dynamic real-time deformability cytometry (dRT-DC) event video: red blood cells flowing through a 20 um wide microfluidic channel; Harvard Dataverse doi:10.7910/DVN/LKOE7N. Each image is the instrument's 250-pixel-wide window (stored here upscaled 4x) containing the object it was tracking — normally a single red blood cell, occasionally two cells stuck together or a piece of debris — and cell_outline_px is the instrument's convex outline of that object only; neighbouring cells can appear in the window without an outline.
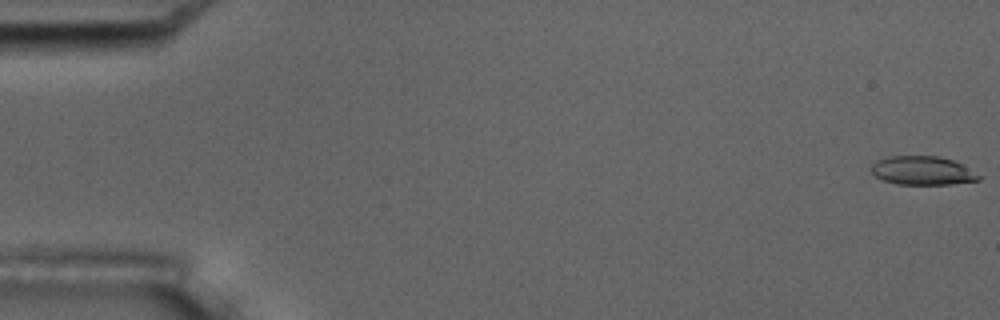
{"species": "common noctule bat (a hibernating species)", "species_latin": "Nyctalus noctula", "temperature_condition": "room temperature", "stored_images_in_passage": 56, "camera_frame_rate_fps": 3000, "um_per_image_px": 0.085, "animal": {"sex": "male", "body_mass_g": 17.5, "forearm_length_mm": 52.3}, "frame": {"image": 1, "passage_image": 1, "time_ms": 0.0, "image_size_px": [1000, 320], "cell_outline_px": [[980, 180], [948, 184], [896, 184], [884, 180], [876, 176], [868, 168], [876, 160], [888, 156], [936, 156], [952, 160], [960, 164], [980, 176]], "centroid_in_image_um": [78.33, 14.5], "position_along_channel_um": 6.7, "area_um2": 17.74}}
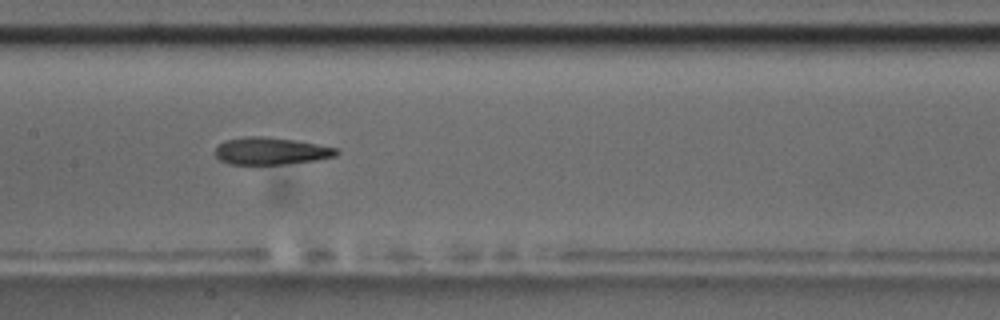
{"frame": {"image": 2, "passage_image": 28, "time_ms": 9.0, "image_size_px": [1000, 320], "cell_outline_px": [[340, 152], [336, 156], [316, 160], [284, 164], [228, 164], [220, 160], [216, 156], [216, 148], [224, 140], [244, 136], [264, 136], [296, 140], [336, 148]], "centroid_in_image_um": [23.02, 12.83], "position_along_channel_um": 184.4, "area_um2": 19.25}}
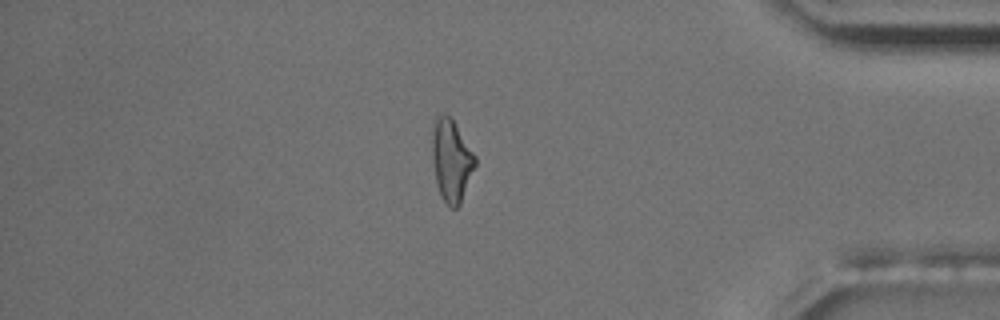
{"frame": {"image": 3, "passage_image": 48, "time_ms": 15.667, "image_size_px": [1000, 320], "cell_outline_px": [[476, 164], [460, 204], [456, 208], [452, 208], [440, 196], [436, 184], [432, 160], [432, 120], [436, 116], [452, 116], [476, 156]], "centroid_in_image_um": [38.35, 13.6], "position_along_channel_um": 396.8, "area_um2": 20.81}, "authors_computed_cell_mechanics": {"area_um2": 19.7387, "velocity_mm_per_s": 3.656, "shape_relaxation_time_tau1_ms": 7.5645, "shape_relaxation_time_tau2_ms": 3.8855, "deformation_change_tau1": 0.2109, "deformation_change_tau2": 0.1409}}